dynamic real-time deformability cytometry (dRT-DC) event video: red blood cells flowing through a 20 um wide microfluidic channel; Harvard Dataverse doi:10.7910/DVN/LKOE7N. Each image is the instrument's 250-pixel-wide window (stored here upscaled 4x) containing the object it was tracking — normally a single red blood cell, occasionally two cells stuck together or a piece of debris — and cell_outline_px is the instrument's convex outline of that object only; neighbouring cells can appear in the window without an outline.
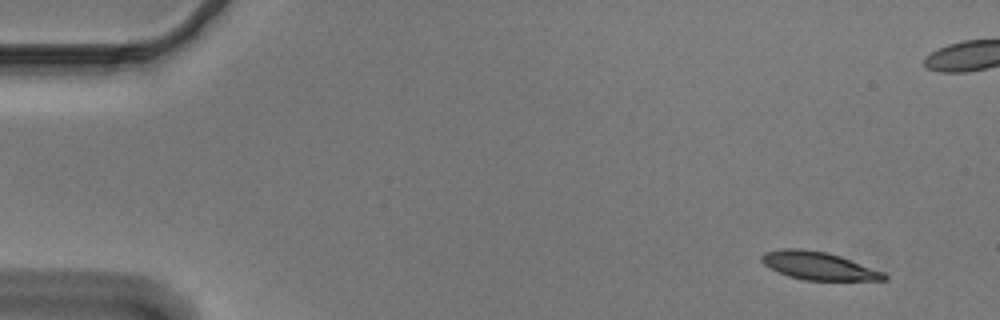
{"species": "Egyptian fruit bat (a non-hibernating species)", "species_latin": "Rousettus aegyptiacus", "temperature_condition": "cold", "stored_images_in_passage": 52, "camera_frame_rate_fps": 3000, "um_per_image_px": 0.085, "animal": {"sex": "male"}, "frame": {"image": 1, "passage_image": 1, "time_ms": 0.0, "image_size_px": [1000, 320], "cell_outline_px": [[888, 280], [804, 280], [788, 276], [764, 264], [760, 260], [760, 256], [764, 252], [784, 248], [800, 248], [828, 252], [840, 256], [884, 272], [888, 276]], "centroid_in_image_um": [69.57, 22.58], "position_along_channel_um": 15.4, "area_um2": 19.88}}
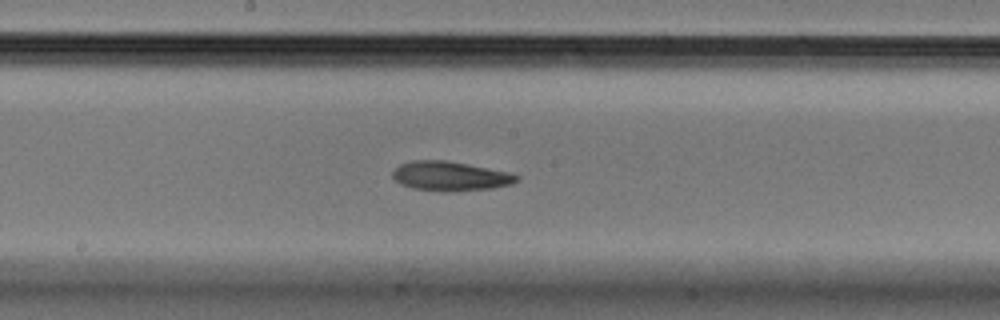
{"frame": {"image": 2, "passage_image": 26, "time_ms": 8.333, "image_size_px": [1000, 320], "cell_outline_px": [[520, 180], [512, 184], [492, 188], [448, 192], [444, 192], [412, 188], [400, 184], [392, 176], [392, 172], [400, 164], [412, 160], [444, 160], [468, 164], [508, 172], [520, 176]], "centroid_in_image_um": [38.27, 14.98], "position_along_channel_um": 209.9, "area_um2": 21.33}}
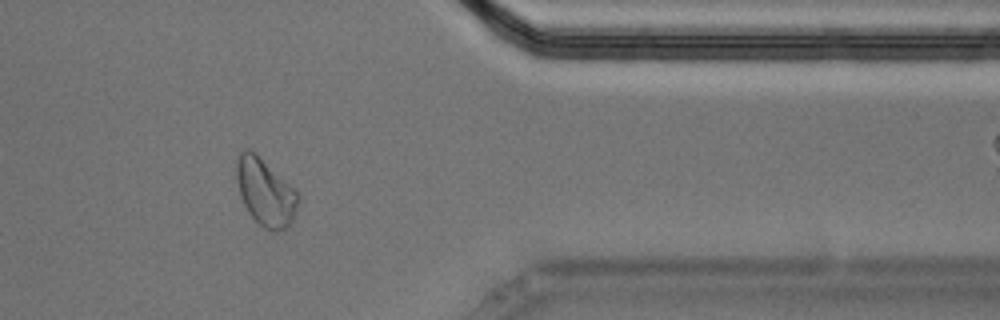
{"frame": {"image": 3, "passage_image": 42, "time_ms": 13.667, "image_size_px": [1000, 320], "cell_outline_px": [[300, 200], [292, 224], [288, 228], [276, 232], [272, 232], [264, 228], [248, 212], [240, 196], [236, 180], [236, 160], [240, 152], [244, 148], [248, 148], [256, 152], [300, 196]], "centroid_in_image_um": [22.55, 16.35], "position_along_channel_um": 388.9, "area_um2": 24.28}, "authors_computed_cell_mechanics": {"area_um2": 21.0681, "velocity_mm_per_s": 3.6555, "shape_relaxation_time_tau1_ms": 5.2429, "shape_relaxation_time_tau2_ms": 7.8003, "deformation_change_tau1": 0.1688, "deformation_change_tau2": 0.1575}}